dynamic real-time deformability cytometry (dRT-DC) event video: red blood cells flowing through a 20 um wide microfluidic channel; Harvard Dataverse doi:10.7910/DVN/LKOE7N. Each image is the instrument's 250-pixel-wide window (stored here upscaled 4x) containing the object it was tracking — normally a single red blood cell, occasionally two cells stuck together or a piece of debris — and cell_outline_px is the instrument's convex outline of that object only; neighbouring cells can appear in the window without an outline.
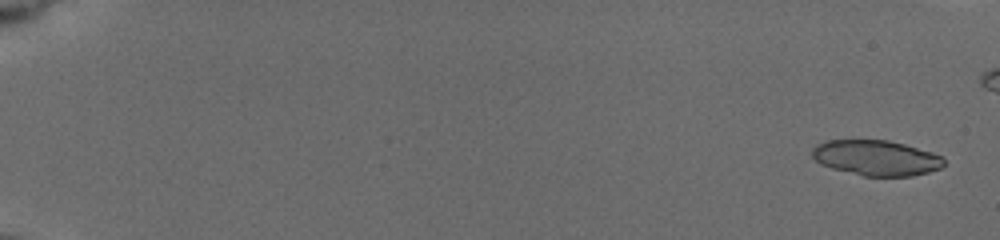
{"species": "common noctule bat (a hibernating species)", "species_latin": "Nyctalus noctula", "temperature_condition": "cold", "stored_images_in_passage": 39, "segment_of_instrument_passage": [1, 2], "camera_frame_rate_fps": 3000, "um_per_image_px": 0.085, "animal": {"sex": "female", "body_mass_g": 19.5, "forearm_length_mm": 54.1}, "frame": {"image": 1, "passage_image": 1, "time_ms": 0.0, "image_size_px": [1000, 240], "cell_outline_px": [[944, 164], [940, 168], [928, 172], [912, 176], [864, 176], [832, 168], [820, 164], [812, 156], [812, 148], [816, 144], [828, 140], [888, 140], [904, 144], [932, 152], [940, 156], [944, 160]], "centroid_in_image_um": [74.46, 13.41], "position_along_channel_um": 10.5, "area_um2": 27.05}}
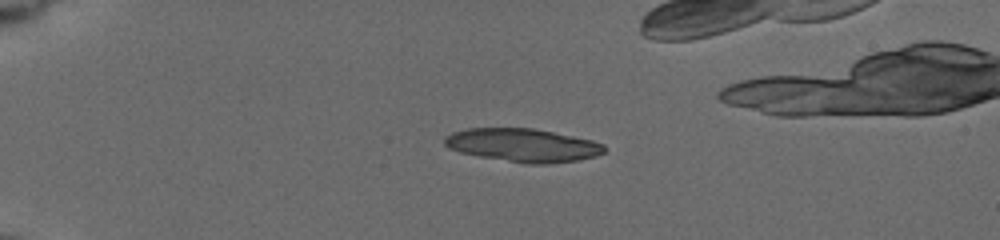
{"frame": {"image": 2, "passage_image": 11, "time_ms": 4.333, "image_size_px": [1000, 240], "cell_outline_px": [[608, 148], [604, 152], [596, 156], [576, 160], [548, 164], [528, 164], [480, 156], [460, 152], [448, 148], [444, 144], [444, 136], [452, 132], [468, 128], [532, 128], [592, 140], [604, 144]], "centroid_in_image_um": [44.44, 12.34], "position_along_channel_um": 40.6, "area_um2": 30.92}}